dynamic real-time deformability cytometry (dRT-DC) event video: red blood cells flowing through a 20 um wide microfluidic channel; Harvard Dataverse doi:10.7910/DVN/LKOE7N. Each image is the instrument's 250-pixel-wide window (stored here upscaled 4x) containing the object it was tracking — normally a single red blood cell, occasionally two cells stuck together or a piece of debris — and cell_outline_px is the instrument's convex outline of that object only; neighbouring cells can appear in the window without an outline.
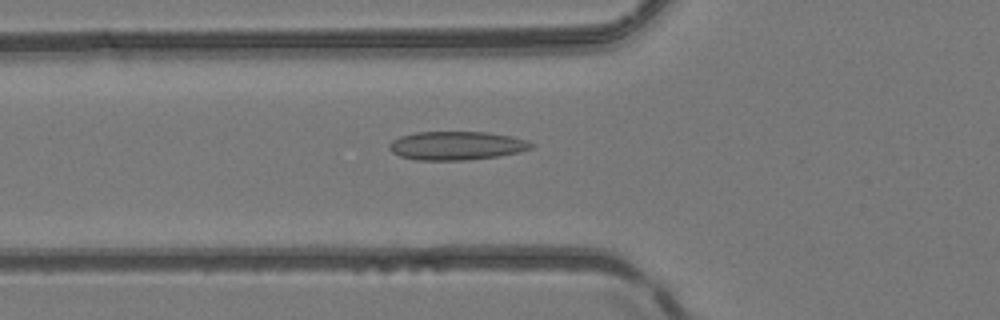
{"species": "common noctule bat (a hibernating species)", "species_latin": "Nyctalus noctula", "temperature_condition": "room temperature", "stored_images_in_passage": 39, "camera_frame_rate_fps": 3000, "um_per_image_px": 0.085, "animal": {"sex": "female", "body_mass_g": 24.6, "forearm_length_mm": 56.2}, "frame": {"image": 1, "passage_image": 7, "time_ms": 2.0, "image_size_px": [1000, 320], "cell_outline_px": [[536, 144], [532, 148], [520, 152], [500, 156], [468, 160], [416, 160], [400, 156], [392, 152], [388, 148], [388, 144], [392, 140], [400, 136], [416, 132], [488, 132], [528, 140]], "centroid_in_image_um": [38.82, 12.38], "position_along_channel_um": 87.0, "area_um2": 23.87}}
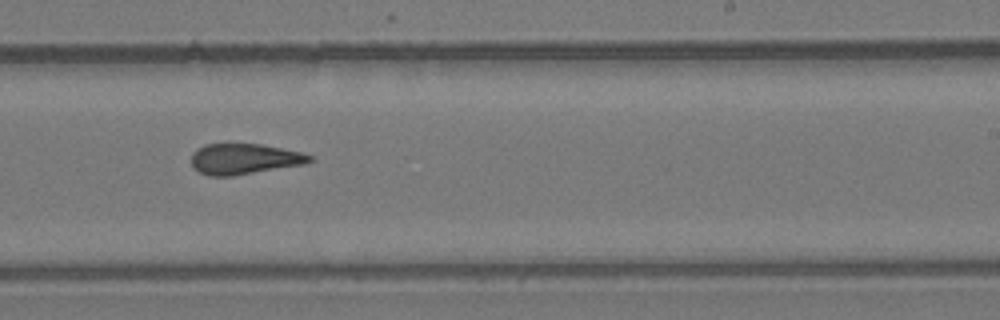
{"frame": {"image": 2, "passage_image": 20, "time_ms": 6.333, "image_size_px": [1000, 320], "cell_outline_px": [[312, 160], [304, 164], [232, 176], [208, 176], [192, 168], [192, 152], [196, 148], [204, 144], [260, 144], [304, 152], [312, 156]], "centroid_in_image_um": [20.73, 13.51], "position_along_channel_um": 268.3, "area_um2": 21.21}}
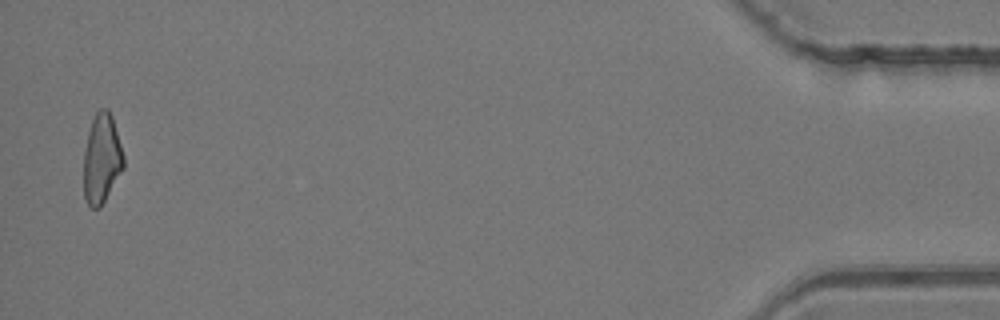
{"frame": {"image": 3, "passage_image": 38, "time_ms": 12.333, "image_size_px": [1000, 320], "cell_outline_px": [[124, 168], [100, 208], [92, 208], [88, 204], [84, 196], [84, 152], [88, 132], [92, 120], [96, 112], [100, 108], [108, 108], [112, 116], [124, 156]], "centroid_in_image_um": [8.65, 13.48], "position_along_channel_um": 426.6, "area_um2": 20.81}, "authors_computed_cell_mechanics": {"area_um2": 21.7906, "velocity_mm_per_s": 4.163, "shape_relaxation_time_tau1_ms": null, "shape_relaxation_time_tau2_ms": 1.9306, "deformation_change_tau1": null, "deformation_change_tau2": 0.0962}}